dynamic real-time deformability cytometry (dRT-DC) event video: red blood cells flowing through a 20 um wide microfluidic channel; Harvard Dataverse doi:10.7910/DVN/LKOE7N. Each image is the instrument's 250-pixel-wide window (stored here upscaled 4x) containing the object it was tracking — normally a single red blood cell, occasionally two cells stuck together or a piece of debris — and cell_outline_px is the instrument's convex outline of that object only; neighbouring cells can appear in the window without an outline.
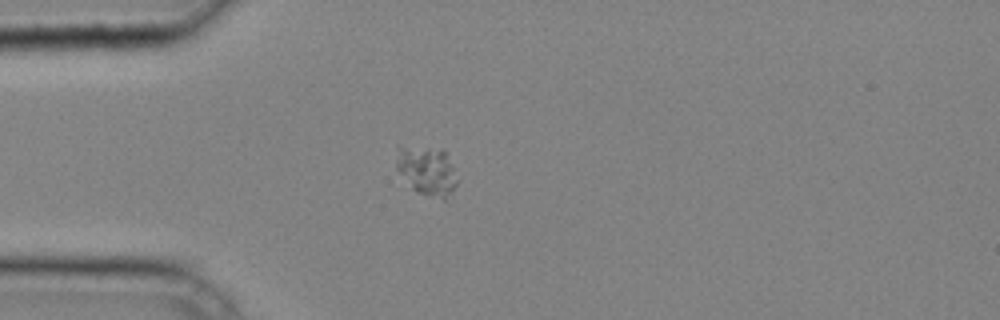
{"species": "common noctule bat (a hibernating species)", "species_latin": "Nyctalus noctula", "temperature_condition": "cold", "stored_images_in_passage": 31, "camera_frame_rate_fps": 3000, "um_per_image_px": 0.085, "animal": {"sex": "male", "body_mass_g": 20.4}, "frame": {"image": 1, "passage_image": 1, "time_ms": 0.0, "image_size_px": [1000, 320], "cell_outline_px": [[456, 184], [444, 200], [416, 192], [412, 188], [396, 168], [396, 144], [444, 148], [452, 168], [456, 180]], "centroid_in_image_um": [36.21, 14.43], "position_along_channel_um": 48.8, "area_um2": 17.57}}
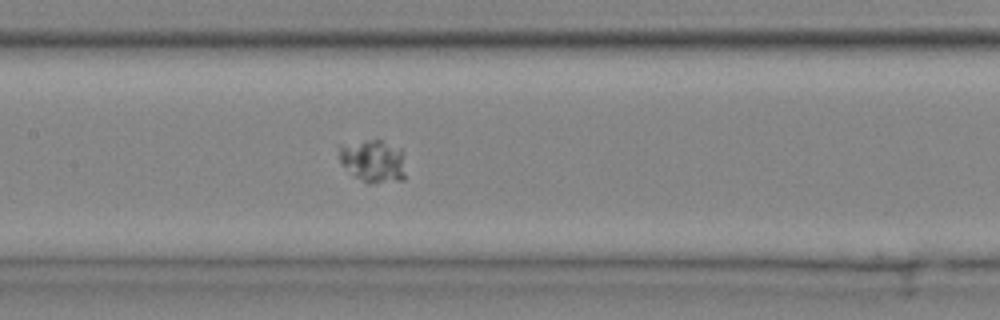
{"frame": {"image": 2, "passage_image": 10, "time_ms": 3.0, "image_size_px": [1000, 320], "cell_outline_px": [[404, 180], [368, 184], [356, 176], [340, 164], [340, 144], [364, 140], [380, 140], [400, 148], [404, 172]], "centroid_in_image_um": [31.69, 13.68], "position_along_channel_um": 175.7, "area_um2": 16.36}}
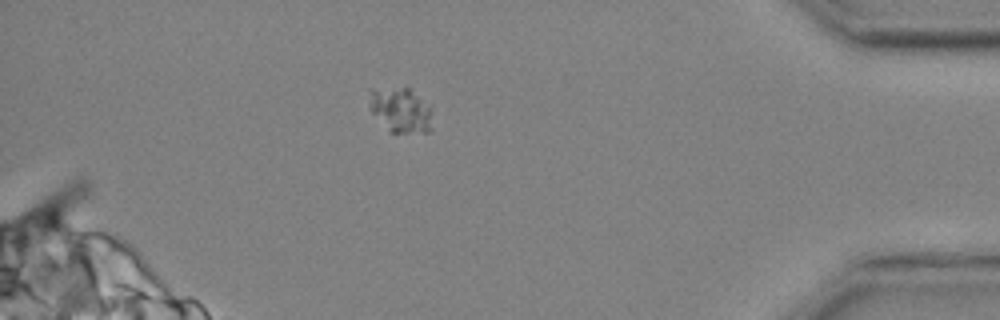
{"frame": {"image": 3, "passage_image": 27, "time_ms": 8.667, "image_size_px": [1000, 320], "cell_outline_px": [[432, 128], [428, 132], [388, 132], [372, 112], [368, 88], [408, 88], [432, 108]], "centroid_in_image_um": [34.06, 9.36], "position_along_channel_um": 401.1, "area_um2": 16.47}}